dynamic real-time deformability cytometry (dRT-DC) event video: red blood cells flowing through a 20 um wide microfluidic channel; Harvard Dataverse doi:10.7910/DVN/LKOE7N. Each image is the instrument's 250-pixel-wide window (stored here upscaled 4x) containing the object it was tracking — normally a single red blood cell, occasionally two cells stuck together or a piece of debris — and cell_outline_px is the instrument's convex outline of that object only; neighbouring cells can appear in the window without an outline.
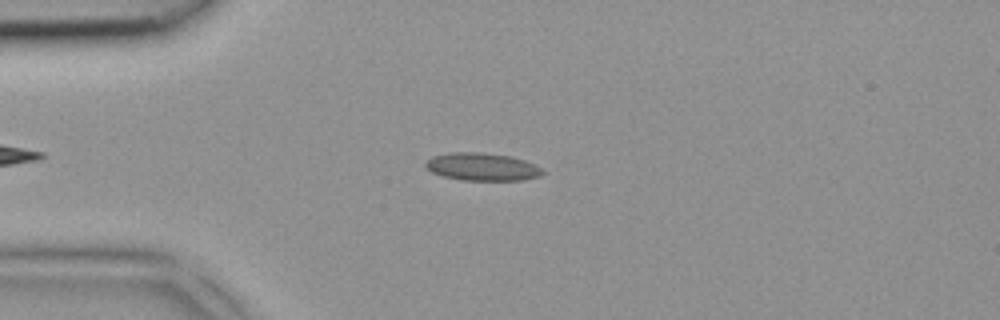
{"species": "common noctule bat (a hibernating species)", "species_latin": "Nyctalus noctula", "temperature_condition": "room temperature", "stored_images_in_passage": 4, "camera_frame_rate_fps": 3000, "um_per_image_px": 0.085, "animal": {"sex": "female", "body_mass_g": 18.4}, "frame": {"image": 1, "passage_image": 4, "time_ms": 1.0, "image_size_px": [1000, 320], "cell_outline_px": [[544, 172], [540, 176], [524, 180], [460, 180], [444, 176], [432, 172], [424, 164], [432, 156], [448, 152], [484, 152], [512, 156], [536, 164]], "centroid_in_image_um": [41.0, 14.17], "position_along_channel_um": 44.0, "area_um2": 19.02}}